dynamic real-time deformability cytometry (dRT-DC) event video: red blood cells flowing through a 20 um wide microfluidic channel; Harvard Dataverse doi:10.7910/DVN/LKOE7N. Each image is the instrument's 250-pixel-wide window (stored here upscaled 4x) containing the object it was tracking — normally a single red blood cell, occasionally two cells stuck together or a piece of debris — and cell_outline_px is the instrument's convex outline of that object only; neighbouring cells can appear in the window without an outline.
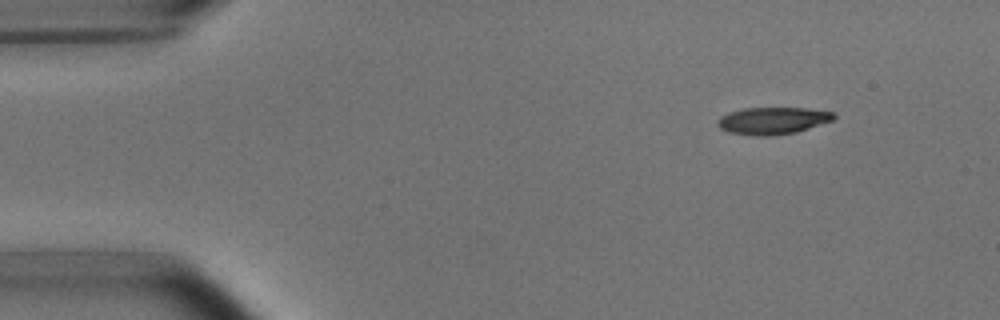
{"species": "common noctule bat (a hibernating species)", "species_latin": "Nyctalus noctula", "temperature_condition": "room temperature", "stored_images_in_passage": 3, "camera_frame_rate_fps": 3000, "um_per_image_px": 0.085, "animal": {"sex": "male", "body_mass_g": 15.6}, "frame": {"image": 1, "passage_image": 1, "time_ms": 0.0, "image_size_px": [1000, 320], "cell_outline_px": [[836, 116], [832, 120], [796, 132], [772, 136], [752, 136], [728, 132], [720, 128], [716, 124], [716, 120], [720, 116], [728, 112], [744, 108], [808, 108], [832, 112]], "centroid_in_image_um": [65.61, 10.26], "position_along_channel_um": 19.4, "area_um2": 18.44}}
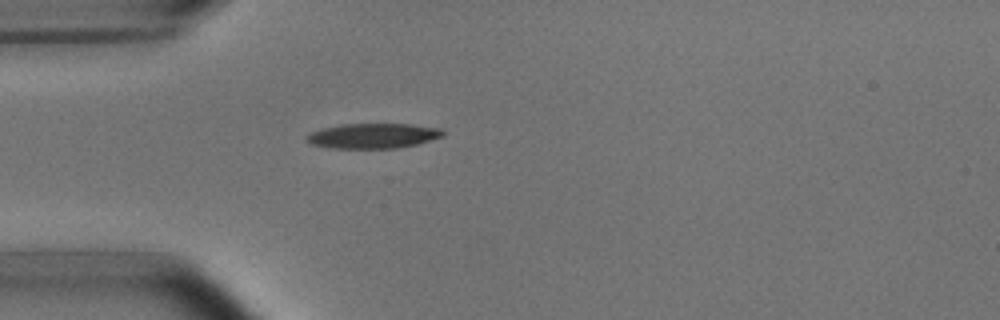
{"frame": {"image": 2, "passage_image": 3, "time_ms": 3.0, "image_size_px": [1000, 320], "cell_outline_px": [[444, 136], [416, 144], [396, 148], [332, 148], [312, 144], [304, 140], [304, 136], [320, 128], [340, 124], [412, 124], [440, 128], [444, 132]], "centroid_in_image_um": [31.67, 11.54], "position_along_channel_um": 53.3, "area_um2": 19.94}}